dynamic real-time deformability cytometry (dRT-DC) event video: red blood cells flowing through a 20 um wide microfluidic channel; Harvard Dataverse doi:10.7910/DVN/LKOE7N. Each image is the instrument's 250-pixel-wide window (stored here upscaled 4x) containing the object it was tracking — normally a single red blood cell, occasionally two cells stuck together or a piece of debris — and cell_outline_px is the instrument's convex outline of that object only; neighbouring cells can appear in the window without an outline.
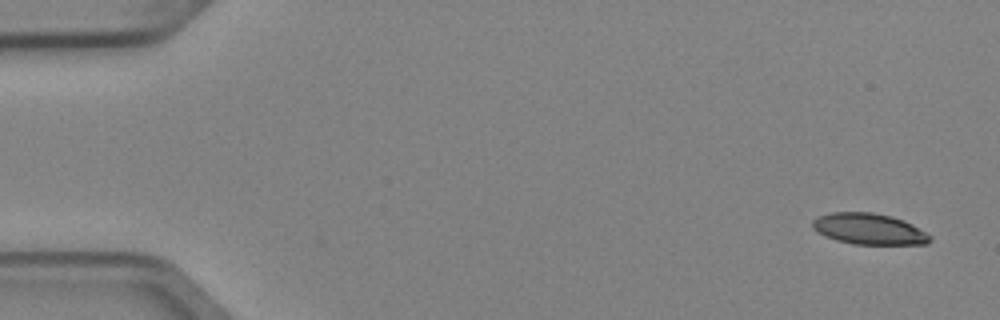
{"species": "Egyptian fruit bat (a non-hibernating species)", "species_latin": "Rousettus aegyptiacus", "temperature_condition": "cold", "stored_images_in_passage": 5, "camera_frame_rate_fps": 3000, "um_per_image_px": 0.085, "animal": {"sex": "female"}, "frame": {"image": 1, "passage_image": 1, "time_ms": 0.0, "image_size_px": [1000, 320], "cell_outline_px": [[932, 240], [924, 244], [852, 244], [836, 240], [824, 236], [816, 232], [812, 228], [812, 220], [820, 216], [832, 212], [872, 212], [892, 216], [904, 220], [912, 224], [932, 236]], "centroid_in_image_um": [73.85, 19.46], "position_along_channel_um": 11.1, "area_um2": 21.39}}
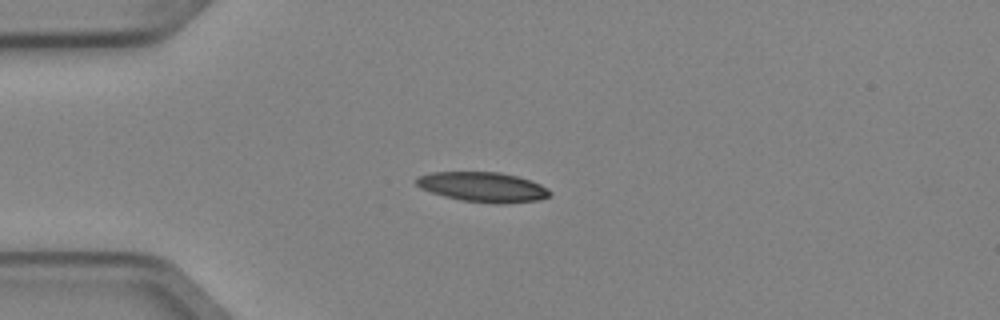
{"frame": {"image": 2, "passage_image": 4, "time_ms": 1.0, "image_size_px": [1000, 320], "cell_outline_px": [[552, 196], [540, 200], [504, 204], [496, 204], [460, 200], [444, 196], [420, 188], [416, 184], [416, 176], [432, 172], [500, 172], [516, 176], [540, 184], [548, 188], [552, 192]], "centroid_in_image_um": [41.07, 15.9], "position_along_channel_um": 43.9, "area_um2": 23.41}}